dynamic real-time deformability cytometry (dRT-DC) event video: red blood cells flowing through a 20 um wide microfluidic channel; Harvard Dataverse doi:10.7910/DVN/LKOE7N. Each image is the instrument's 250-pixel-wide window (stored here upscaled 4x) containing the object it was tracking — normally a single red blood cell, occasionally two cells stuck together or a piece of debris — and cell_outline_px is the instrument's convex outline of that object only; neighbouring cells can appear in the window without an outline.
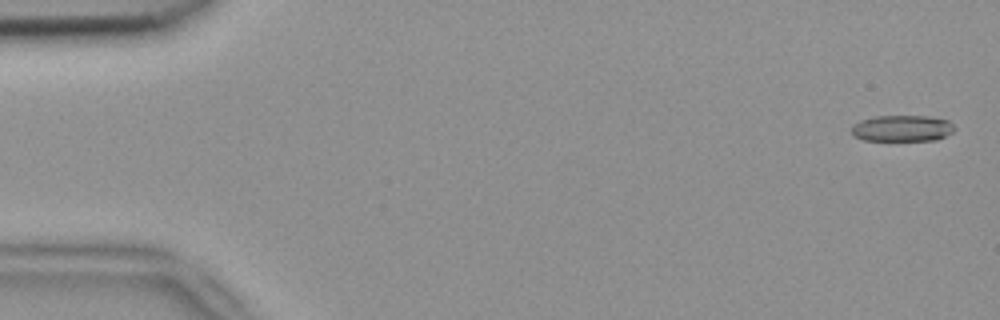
{"species": "common noctule bat (a hibernating species)", "species_latin": "Nyctalus noctula", "temperature_condition": "room temperature", "stored_images_in_passage": 52, "camera_frame_rate_fps": 3000, "um_per_image_px": 0.085, "animal": {"sex": "female", "body_mass_g": 18.4}, "frame": {"image": 1, "passage_image": 2, "time_ms": 0.333, "image_size_px": [1000, 320], "cell_outline_px": [[956, 128], [952, 132], [936, 140], [864, 140], [852, 136], [852, 124], [860, 120], [876, 116], [928, 116], [948, 120]], "centroid_in_image_um": [76.66, 10.9], "position_along_channel_um": 8.3, "area_um2": 15.78}}
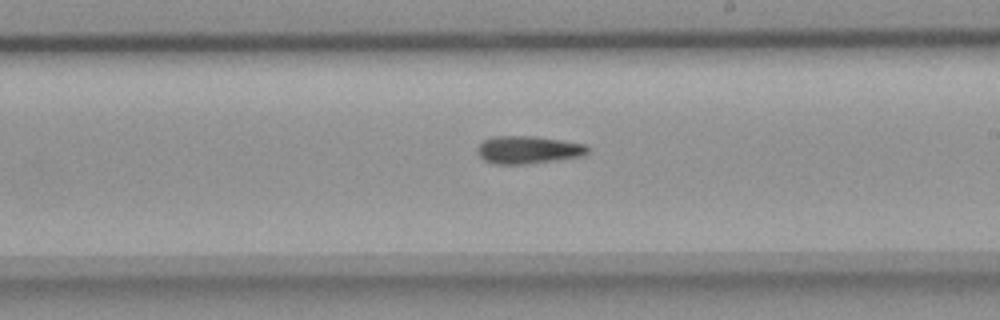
{"frame": {"image": 2, "passage_image": 31, "time_ms": 10.0, "image_size_px": [1000, 320], "cell_outline_px": [[588, 152], [584, 156], [556, 160], [524, 164], [492, 164], [484, 160], [476, 152], [476, 148], [484, 140], [496, 136], [536, 136], [588, 144]], "centroid_in_image_um": [44.91, 12.73], "position_along_channel_um": 244.1, "area_um2": 17.98}}
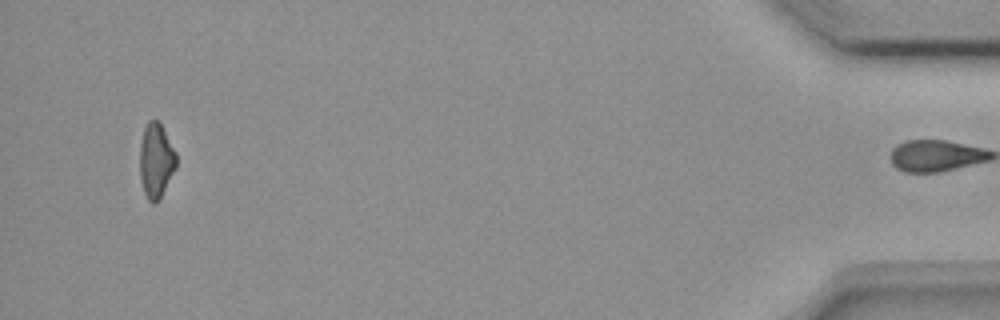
{"frame": {"image": 3, "passage_image": 51, "time_ms": 16.667, "image_size_px": [1000, 320], "cell_outline_px": [[176, 168], [160, 200], [156, 204], [152, 204], [148, 200], [144, 192], [140, 180], [140, 144], [144, 128], [148, 120], [156, 120], [160, 124], [176, 152]], "centroid_in_image_um": [13.26, 13.7], "position_along_channel_um": 421.9, "area_um2": 15.95}}